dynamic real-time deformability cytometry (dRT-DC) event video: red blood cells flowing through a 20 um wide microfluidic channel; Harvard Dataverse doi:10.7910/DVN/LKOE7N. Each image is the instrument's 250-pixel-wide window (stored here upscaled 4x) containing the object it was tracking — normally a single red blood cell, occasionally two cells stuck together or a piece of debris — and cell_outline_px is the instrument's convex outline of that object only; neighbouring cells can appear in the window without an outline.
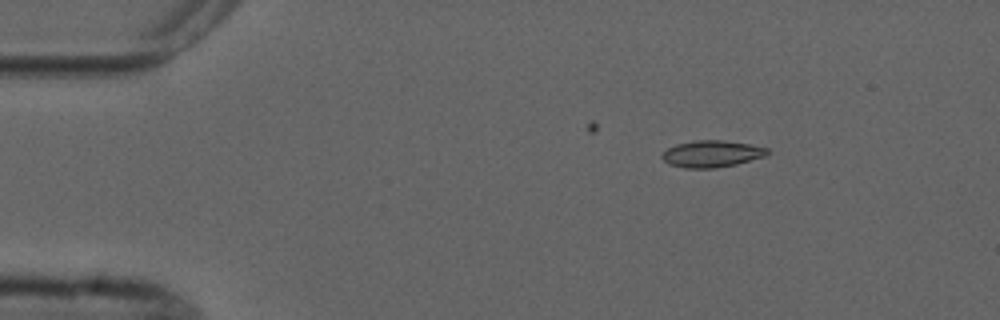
{"species": "common noctule bat (a hibernating species)", "species_latin": "Nyctalus noctula", "temperature_condition": "cold", "stored_images_in_passage": 7, "camera_frame_rate_fps": 3000, "um_per_image_px": 0.085, "animal": {"sex": "male", "forearm_length_mm": 52.5}, "frame": {"image": 1, "passage_image": 4, "time_ms": 3.667, "image_size_px": [1000, 320], "cell_outline_px": [[768, 152], [764, 156], [736, 164], [716, 168], [684, 168], [668, 164], [660, 156], [668, 148], [676, 144], [696, 140], [724, 140], [748, 144], [768, 148]], "centroid_in_image_um": [60.46, 13.08], "position_along_channel_um": 24.5, "area_um2": 16.3}}
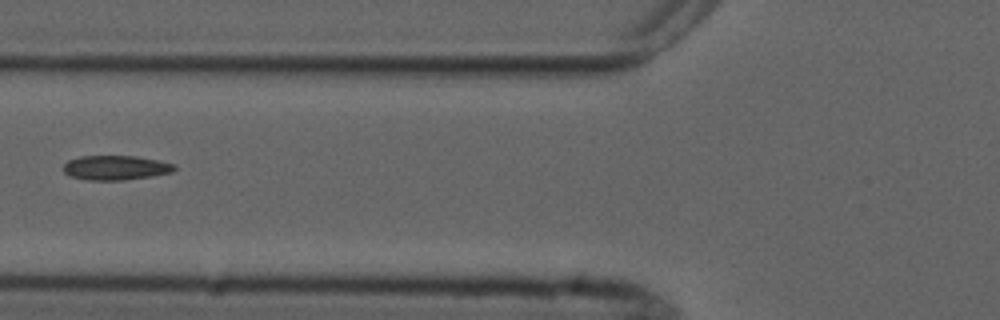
{"frame": {"image": 2, "passage_image": 7, "time_ms": 8.0, "image_size_px": [1000, 320], "cell_outline_px": [[176, 168], [172, 172], [152, 176], [124, 180], [88, 180], [68, 176], [64, 172], [64, 164], [68, 160], [80, 156], [136, 156], [160, 160], [176, 164]], "centroid_in_image_um": [9.84, 14.25], "position_along_channel_um": 116.0, "area_um2": 16.01}}